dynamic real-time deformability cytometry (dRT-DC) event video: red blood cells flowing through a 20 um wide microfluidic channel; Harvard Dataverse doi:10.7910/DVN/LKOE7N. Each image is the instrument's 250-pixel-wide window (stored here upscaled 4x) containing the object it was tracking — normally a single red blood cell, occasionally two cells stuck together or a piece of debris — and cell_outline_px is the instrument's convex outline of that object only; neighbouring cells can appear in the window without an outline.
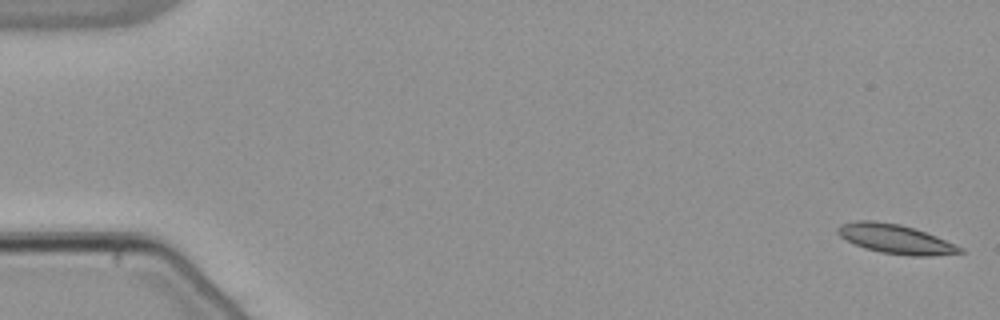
{"species": "common noctule bat (a hibernating species)", "species_latin": "Nyctalus noctula", "temperature_condition": "warm", "stored_images_in_passage": 54, "camera_frame_rate_fps": 3000, "um_per_image_px": 0.085, "animal": {"sex": "male", "body_mass_g": 21.5, "forearm_length_mm": 52.0}, "frame": {"image": 1, "passage_image": 1, "time_ms": 0.0, "image_size_px": [1000, 320], "cell_outline_px": [[964, 252], [936, 256], [912, 256], [880, 252], [864, 248], [840, 236], [836, 232], [836, 228], [840, 224], [856, 220], [872, 220], [900, 224], [936, 236], [956, 244], [964, 248]], "centroid_in_image_um": [76.13, 20.31], "position_along_channel_um": 8.9, "area_um2": 20.87}}
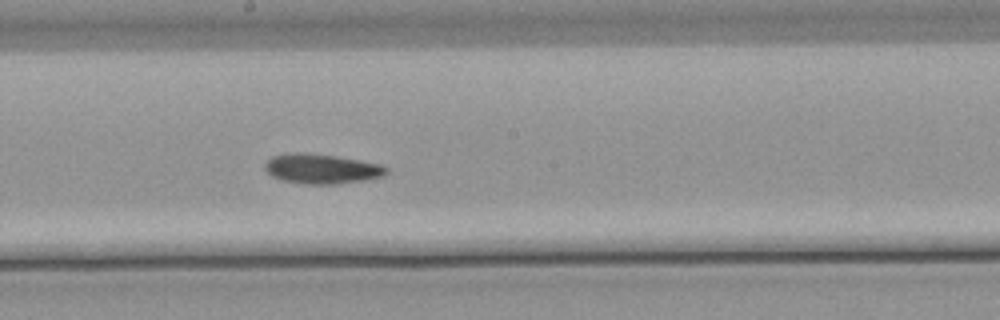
{"frame": {"image": 2, "passage_image": 30, "time_ms": 9.667, "image_size_px": [1000, 320], "cell_outline_px": [[388, 172], [384, 176], [364, 180], [336, 184], [308, 184], [280, 180], [272, 176], [264, 168], [264, 164], [272, 156], [288, 152], [308, 152], [336, 156], [360, 160], [380, 164], [388, 168]], "centroid_in_image_um": [27.32, 14.33], "position_along_channel_um": 220.9, "area_um2": 21.27}}
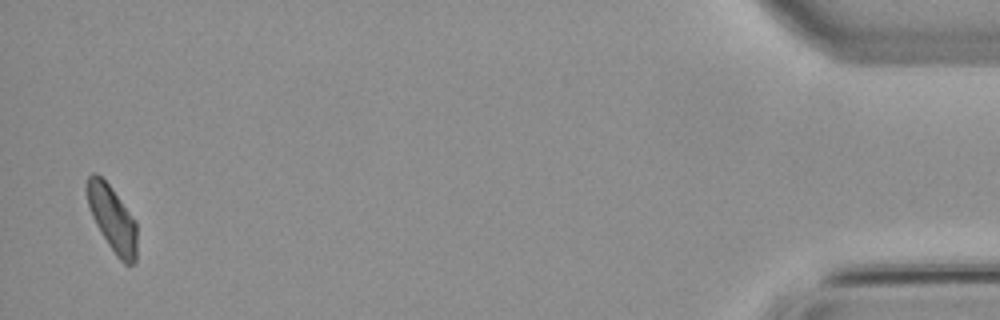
{"frame": {"image": 3, "passage_image": 53, "time_ms": 17.333, "image_size_px": [1000, 320], "cell_outline_px": [[136, 260], [132, 264], [124, 264], [116, 256], [108, 244], [96, 224], [92, 216], [88, 204], [84, 188], [88, 176], [92, 172], [96, 172], [112, 188], [136, 220]], "centroid_in_image_um": [9.52, 18.55], "position_along_channel_um": 425.7, "area_um2": 19.25}}